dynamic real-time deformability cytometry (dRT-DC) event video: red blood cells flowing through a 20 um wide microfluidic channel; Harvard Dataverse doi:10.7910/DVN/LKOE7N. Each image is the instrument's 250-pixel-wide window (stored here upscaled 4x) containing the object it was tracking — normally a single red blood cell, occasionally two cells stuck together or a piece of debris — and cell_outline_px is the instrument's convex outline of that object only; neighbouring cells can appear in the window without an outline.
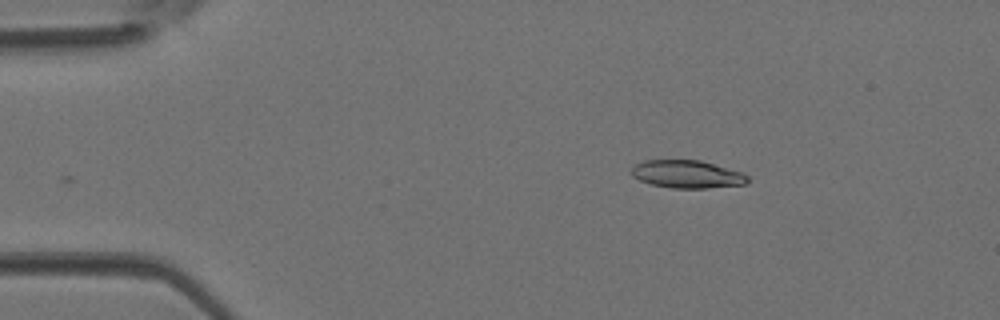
{"species": "Egyptian fruit bat (a non-hibernating species)", "species_latin": "Rousettus aegyptiacus", "temperature_condition": "room temperature", "stored_images_in_passage": 31, "camera_frame_rate_fps": 3000, "um_per_image_px": 0.085, "animal": {"sex": "female"}, "frame": {"image": 1, "passage_image": 1, "time_ms": 0.0, "image_size_px": [1000, 320], "cell_outline_px": [[748, 180], [744, 184], [708, 188], [672, 188], [652, 184], [640, 180], [632, 176], [632, 168], [636, 164], [644, 160], [700, 160], [744, 172], [748, 176]], "centroid_in_image_um": [58.42, 14.8], "position_along_channel_um": 26.6, "area_um2": 18.79}}
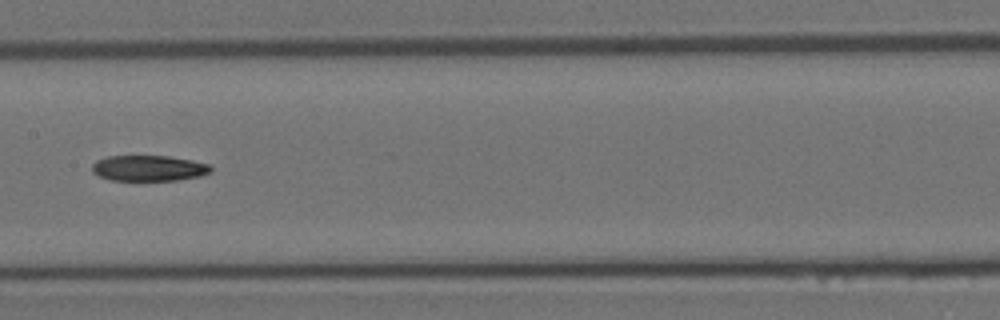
{"frame": {"image": 2, "passage_image": 16, "time_ms": 5.0, "image_size_px": [1000, 320], "cell_outline_px": [[212, 172], [200, 176], [180, 180], [112, 180], [100, 176], [92, 172], [92, 164], [96, 160], [108, 156], [168, 156], [192, 160], [208, 164], [212, 168]], "centroid_in_image_um": [12.66, 14.29], "position_along_channel_um": 194.7, "area_um2": 17.8}}
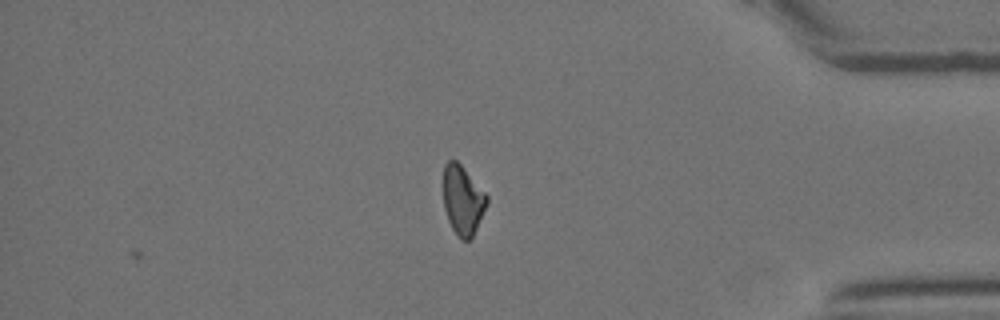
{"frame": {"image": 3, "passage_image": 31, "time_ms": 10.0, "image_size_px": [1000, 320], "cell_outline_px": [[488, 204], [472, 240], [460, 240], [456, 236], [448, 220], [444, 208], [444, 164], [448, 160], [456, 160], [464, 168], [488, 196]], "centroid_in_image_um": [39.35, 17.06], "position_along_channel_um": 395.9, "area_um2": 17.74}}